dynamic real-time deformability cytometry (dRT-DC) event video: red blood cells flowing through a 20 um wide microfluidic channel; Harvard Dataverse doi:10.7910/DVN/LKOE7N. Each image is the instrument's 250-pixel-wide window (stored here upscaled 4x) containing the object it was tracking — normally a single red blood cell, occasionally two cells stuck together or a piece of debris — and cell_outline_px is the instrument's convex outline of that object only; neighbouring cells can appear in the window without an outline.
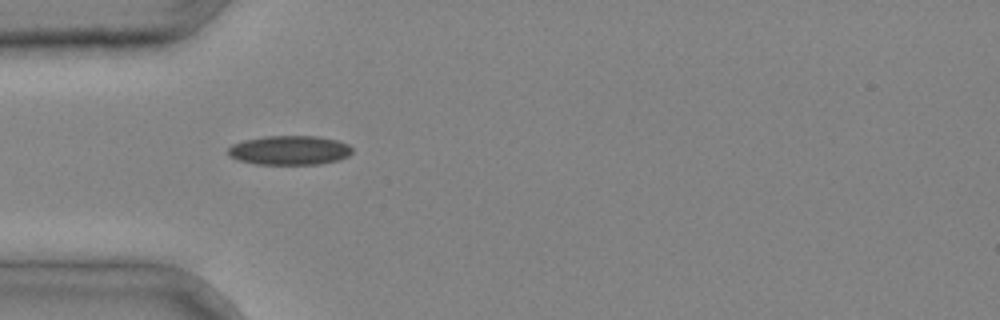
{"species": "common noctule bat (a hibernating species)", "species_latin": "Nyctalus noctula", "temperature_condition": "cold", "stored_images_in_passage": 2, "camera_frame_rate_fps": 3000, "um_per_image_px": 0.085, "animal": {"sex": "male", "body_mass_g": 20.4}, "frame": {"image": 1, "passage_image": 2, "time_ms": 0.333, "image_size_px": [1000, 320], "cell_outline_px": [[352, 152], [348, 156], [340, 160], [320, 164], [256, 164], [240, 160], [228, 156], [228, 148], [232, 144], [244, 140], [264, 136], [316, 136], [336, 140], [348, 144], [352, 148]], "centroid_in_image_um": [24.61, 12.77], "position_along_channel_um": 60.4, "area_um2": 21.21}}